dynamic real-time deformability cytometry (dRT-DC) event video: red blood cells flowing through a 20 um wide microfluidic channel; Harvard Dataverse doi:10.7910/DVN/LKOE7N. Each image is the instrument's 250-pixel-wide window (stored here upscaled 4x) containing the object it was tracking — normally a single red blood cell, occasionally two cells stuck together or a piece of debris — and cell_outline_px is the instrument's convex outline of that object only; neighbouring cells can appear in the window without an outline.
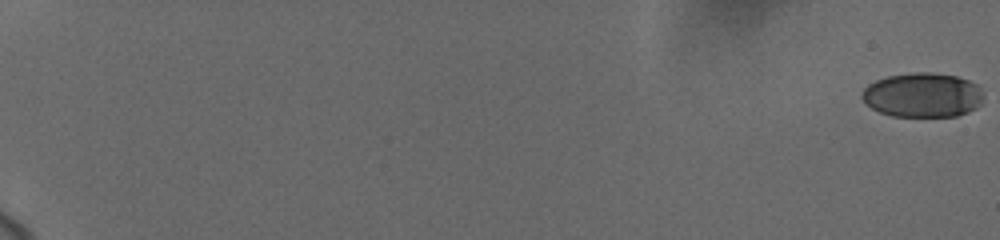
{"species": "human", "species_latin": "Homo sapiens", "temperature_condition": "cold", "stored_images_in_passage": 49, "camera_frame_rate_fps": 3000, "um_per_image_px": 0.085, "donor": {"sex": "female"}, "frame": {"image": 1, "passage_image": 1, "time_ms": 0.0, "image_size_px": [1000, 240], "cell_outline_px": [[984, 96], [980, 104], [976, 108], [968, 112], [956, 116], [892, 116], [880, 112], [864, 104], [860, 96], [864, 88], [868, 84], [876, 80], [888, 76], [916, 72], [928, 72], [956, 76], [968, 80], [976, 84], [980, 88]], "centroid_in_image_um": [78.41, 8.08], "position_along_channel_um": 6.6, "area_um2": 31.62}}
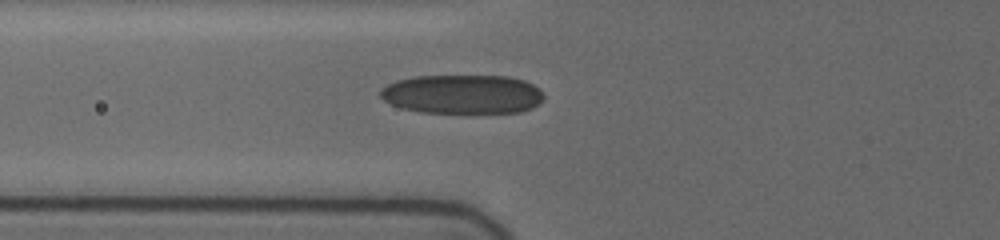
{"frame": {"image": 2, "passage_image": 42, "time_ms": 8.667, "image_size_px": [1000, 240], "cell_outline_px": [[544, 100], [540, 104], [532, 108], [520, 112], [420, 112], [404, 108], [392, 104], [384, 100], [380, 96], [380, 88], [396, 80], [412, 76], [508, 76], [524, 80], [540, 88], [544, 92]], "centroid_in_image_um": [39.34, 7.99], "position_along_channel_um": 86.5, "area_um2": 37.4}}
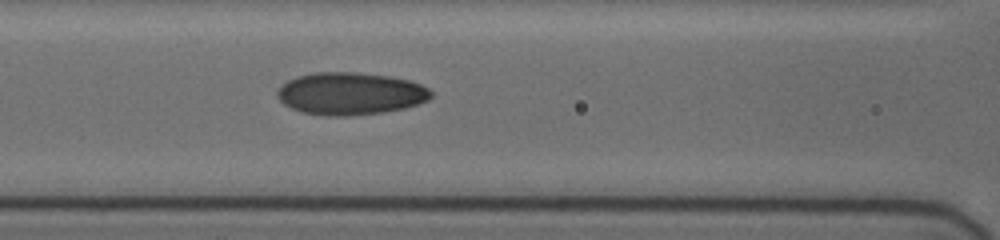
{"frame": {"image": 3, "passage_image": 49, "time_ms": 10.0, "image_size_px": [1000, 240], "cell_outline_px": [[432, 96], [428, 100], [420, 104], [404, 108], [384, 112], [348, 116], [328, 116], [304, 112], [292, 108], [284, 104], [280, 100], [276, 92], [288, 80], [296, 76], [316, 72], [356, 72], [388, 76], [408, 80], [420, 84], [428, 88], [432, 92]], "centroid_in_image_um": [29.8, 7.96], "position_along_channel_um": 136.8, "area_um2": 37.92}}